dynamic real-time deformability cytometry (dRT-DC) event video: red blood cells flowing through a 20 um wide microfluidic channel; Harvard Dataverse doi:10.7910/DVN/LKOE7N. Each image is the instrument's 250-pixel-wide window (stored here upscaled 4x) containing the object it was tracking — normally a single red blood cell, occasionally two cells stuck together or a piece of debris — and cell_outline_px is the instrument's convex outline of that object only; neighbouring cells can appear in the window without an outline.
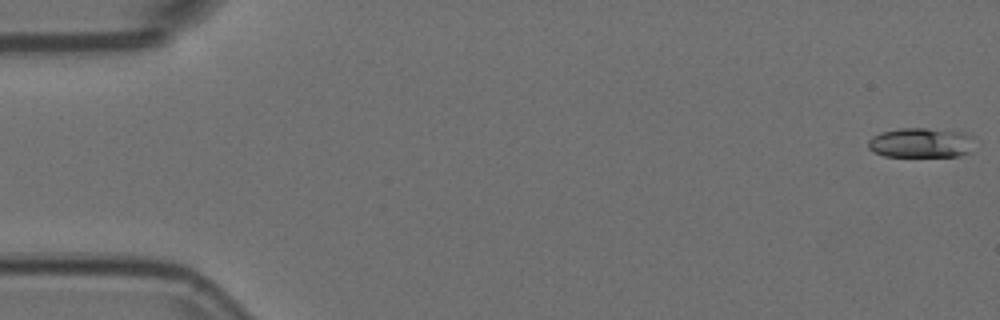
{"species": "Egyptian fruit bat (a non-hibernating species)", "species_latin": "Rousettus aegyptiacus", "temperature_condition": "room temperature", "stored_images_in_passage": 6, "camera_frame_rate_fps": 3000, "um_per_image_px": 0.085, "animal": {"sex": "female"}, "frame": {"image": 1, "passage_image": 1, "time_ms": 0.0, "image_size_px": [1000, 320], "cell_outline_px": [[976, 136], [968, 152], [960, 156], [884, 156], [872, 152], [868, 148], [868, 140], [872, 136], [880, 132], [900, 128], [928, 128], [968, 132]], "centroid_in_image_um": [78.29, 12.12], "position_along_channel_um": 6.7, "area_um2": 18.84}}
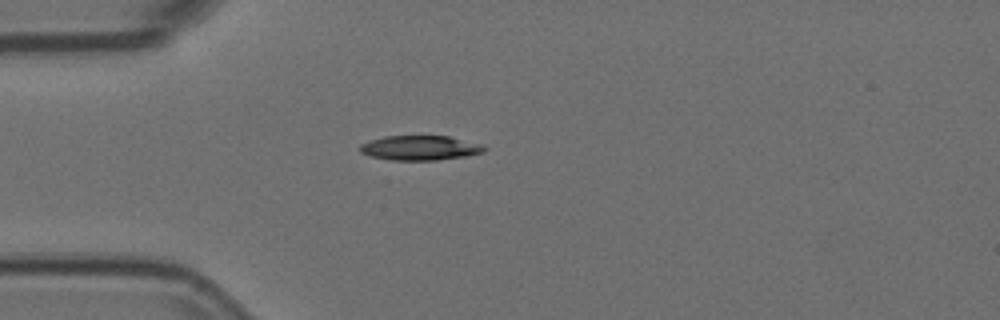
{"frame": {"image": 2, "passage_image": 5, "time_ms": 1.333, "image_size_px": [1000, 320], "cell_outline_px": [[488, 148], [484, 152], [464, 156], [436, 160], [392, 160], [372, 156], [360, 152], [360, 144], [384, 136], [448, 136], [480, 144]], "centroid_in_image_um": [35.71, 12.57], "position_along_channel_um": 49.3, "area_um2": 17.63}}